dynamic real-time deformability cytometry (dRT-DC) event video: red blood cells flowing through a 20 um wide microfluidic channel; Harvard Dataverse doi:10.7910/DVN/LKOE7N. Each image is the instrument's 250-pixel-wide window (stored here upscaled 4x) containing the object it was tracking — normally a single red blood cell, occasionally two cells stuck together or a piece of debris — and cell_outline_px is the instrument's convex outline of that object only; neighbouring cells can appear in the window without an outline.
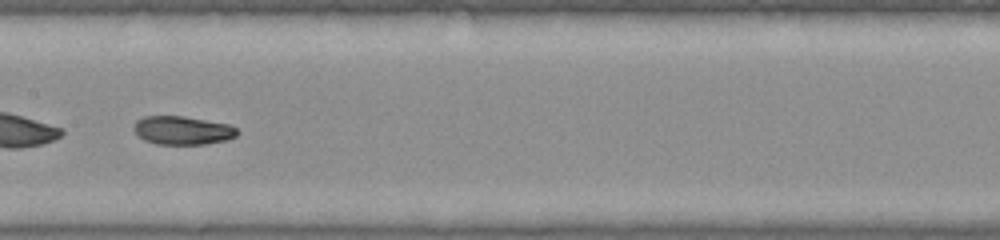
{"species": "common noctule bat (a hibernating species)", "species_latin": "Nyctalus noctula", "temperature_condition": "warm", "stored_images_in_passage": 51, "segment_of_instrument_passage": [2, 2], "camera_frame_rate_fps": 3000, "um_per_image_px": 0.085, "animal": {"sex": "female", "body_mass_g": 22.0, "forearm_length_mm": 56.7}, "frame": {"image": 1, "passage_image": 26, "time_ms": 8.333, "image_size_px": [1000, 240], "cell_outline_px": [[240, 132], [236, 136], [228, 140], [204, 144], [156, 144], [144, 140], [132, 128], [136, 120], [144, 116], [184, 116], [228, 124], [236, 128]], "centroid_in_image_um": [15.52, 11.08], "position_along_channel_um": 191.9, "area_um2": 17.22}}
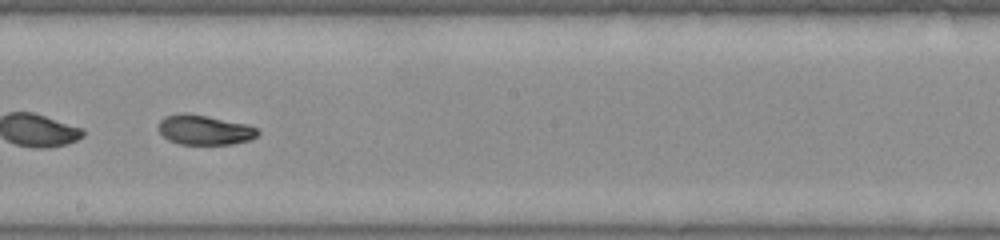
{"frame": {"image": 2, "passage_image": 29, "time_ms": 9.333, "image_size_px": [1000, 240], "cell_outline_px": [[260, 132], [256, 136], [248, 140], [232, 144], [180, 144], [168, 140], [160, 132], [160, 120], [164, 116], [184, 112], [208, 116], [248, 124], [256, 128]], "centroid_in_image_um": [17.39, 11.03], "position_along_channel_um": 230.8, "area_um2": 17.17}}